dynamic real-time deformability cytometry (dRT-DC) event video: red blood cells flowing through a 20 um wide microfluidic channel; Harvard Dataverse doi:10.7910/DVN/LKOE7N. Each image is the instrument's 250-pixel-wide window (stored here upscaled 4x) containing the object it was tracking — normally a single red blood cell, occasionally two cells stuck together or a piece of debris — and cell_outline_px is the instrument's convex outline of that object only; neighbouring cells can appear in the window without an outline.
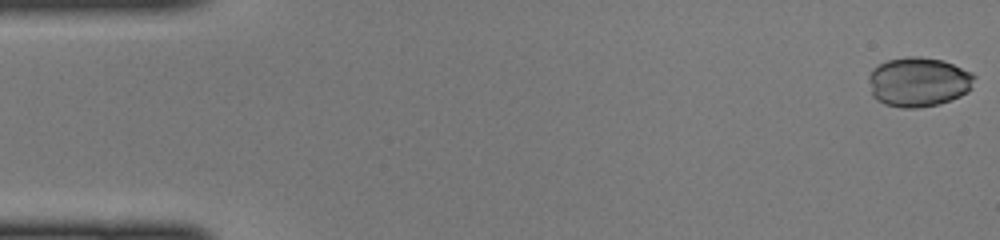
{"species": "common noctule bat (a hibernating species)", "species_latin": "Nyctalus noctula", "temperature_condition": "cold", "stored_images_in_passage": 46, "camera_frame_rate_fps": 3000, "um_per_image_px": 0.085, "animal": {"sex": "female", "body_mass_g": 22.0, "forearm_length_mm": 56.7}, "frame": {"image": 1, "passage_image": 1, "time_ms": 0.0, "image_size_px": [1000, 240], "cell_outline_px": [[976, 76], [972, 88], [968, 92], [952, 100], [940, 104], [916, 108], [900, 108], [884, 104], [876, 100], [872, 96], [868, 76], [872, 68], [888, 60], [908, 56], [920, 56], [944, 60], [972, 72]], "centroid_in_image_um": [78.09, 6.97], "position_along_channel_um": 6.9, "area_um2": 30.98}}